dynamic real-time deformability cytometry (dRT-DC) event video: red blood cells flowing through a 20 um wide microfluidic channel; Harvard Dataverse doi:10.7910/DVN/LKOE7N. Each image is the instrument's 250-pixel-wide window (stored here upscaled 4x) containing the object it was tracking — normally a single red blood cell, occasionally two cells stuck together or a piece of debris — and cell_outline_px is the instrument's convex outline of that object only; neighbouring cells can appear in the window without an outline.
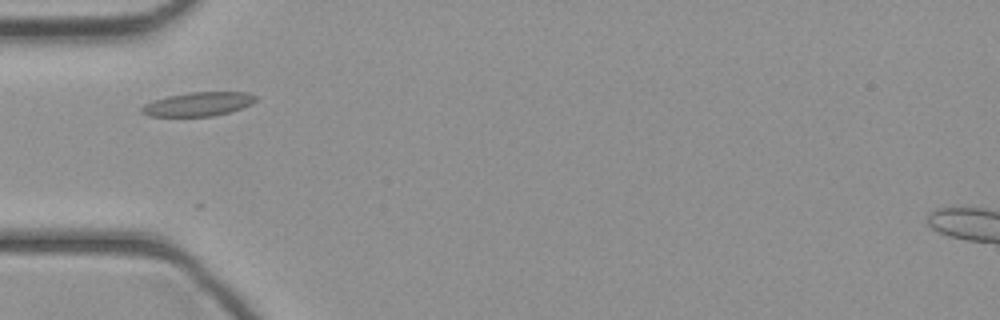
{"species": "common noctule bat (a hibernating species)", "species_latin": "Nyctalus noctula", "temperature_condition": "cold", "stored_images_in_passage": 27, "camera_frame_rate_fps": 3000, "um_per_image_px": 0.085, "animal": {"sex": "female", "body_mass_g": 21.9}, "frame": {"image": 1, "passage_image": 6, "time_ms": 1.667, "image_size_px": [1000, 320], "cell_outline_px": [[256, 100], [240, 108], [228, 112], [212, 116], [148, 116], [140, 112], [140, 108], [144, 104], [152, 100], [168, 96], [188, 92], [248, 92], [256, 96]], "centroid_in_image_um": [16.78, 8.84], "position_along_channel_um": 68.2, "area_um2": 15.78}}
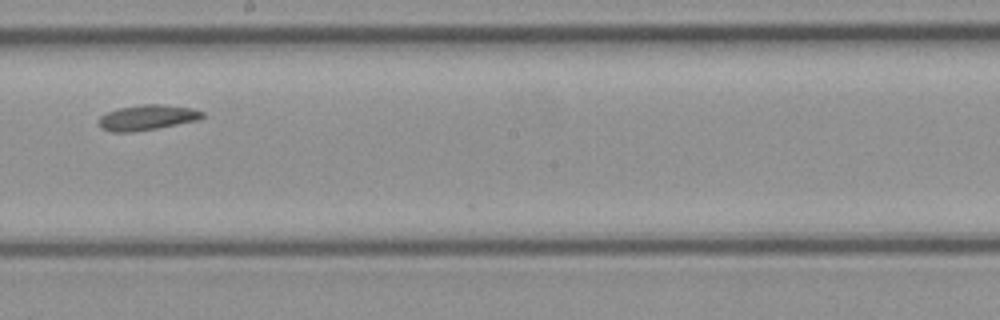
{"frame": {"image": 2, "passage_image": 17, "time_ms": 5.333, "image_size_px": [1000, 320], "cell_outline_px": [[204, 116], [196, 120], [156, 128], [132, 132], [112, 132], [100, 128], [100, 116], [108, 112], [120, 108], [140, 104], [160, 104], [192, 108], [204, 112]], "centroid_in_image_um": [12.5, 9.98], "position_along_channel_um": 235.7, "area_um2": 15.03}}
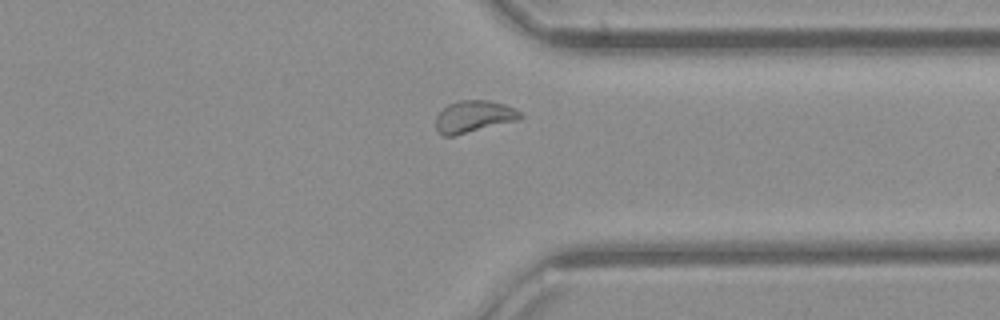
{"frame": {"image": 3, "passage_image": 26, "time_ms": 8.333, "image_size_px": [1000, 320], "cell_outline_px": [[524, 116], [520, 120], [452, 136], [440, 136], [436, 128], [436, 116], [448, 104], [460, 100], [488, 100], [504, 104], [520, 112]], "centroid_in_image_um": [40.27, 9.91], "position_along_channel_um": 371.1, "area_um2": 15.72}}